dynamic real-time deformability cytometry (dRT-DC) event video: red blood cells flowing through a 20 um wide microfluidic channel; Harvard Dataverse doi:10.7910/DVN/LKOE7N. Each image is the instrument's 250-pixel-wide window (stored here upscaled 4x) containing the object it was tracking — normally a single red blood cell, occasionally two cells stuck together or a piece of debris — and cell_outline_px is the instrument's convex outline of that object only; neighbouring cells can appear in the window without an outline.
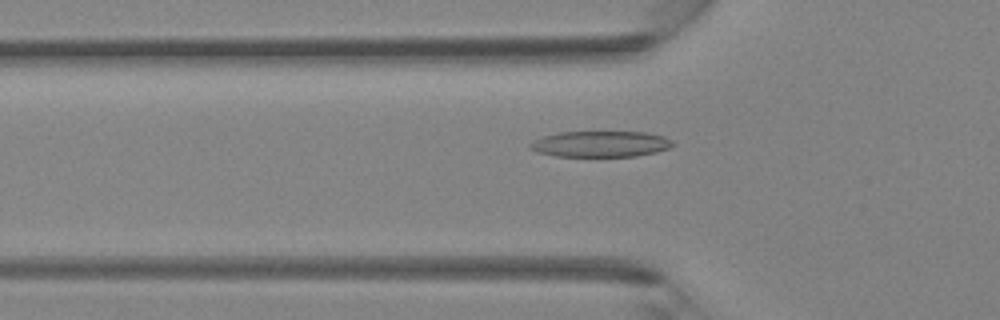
{"species": "Egyptian fruit bat (a non-hibernating species)", "species_latin": "Rousettus aegyptiacus", "temperature_condition": "room temperature", "stored_images_in_passage": 42, "camera_frame_rate_fps": 3000, "um_per_image_px": 0.085, "animal": {"sex": "female"}, "frame": {"image": 1, "passage_image": 14, "time_ms": 4.333, "image_size_px": [1000, 320], "cell_outline_px": [[676, 144], [668, 148], [656, 152], [636, 156], [556, 156], [536, 152], [528, 148], [528, 144], [532, 140], [544, 136], [560, 132], [644, 132], [664, 136], [672, 140]], "centroid_in_image_um": [51.02, 12.24], "position_along_channel_um": 74.8, "area_um2": 21.68}}
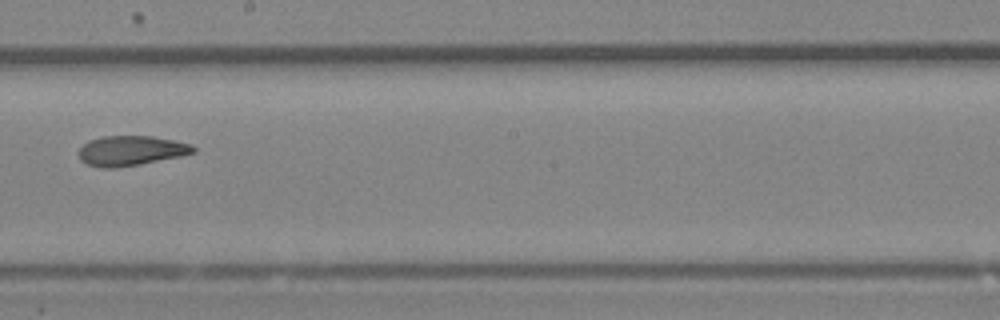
{"frame": {"image": 2, "passage_image": 24, "time_ms": 7.667, "image_size_px": [1000, 320], "cell_outline_px": [[196, 152], [180, 156], [140, 164], [112, 168], [100, 168], [88, 164], [80, 160], [80, 148], [88, 140], [104, 136], [152, 136], [192, 144], [196, 148]], "centroid_in_image_um": [11.14, 12.8], "position_along_channel_um": 237.1, "area_um2": 19.83}}
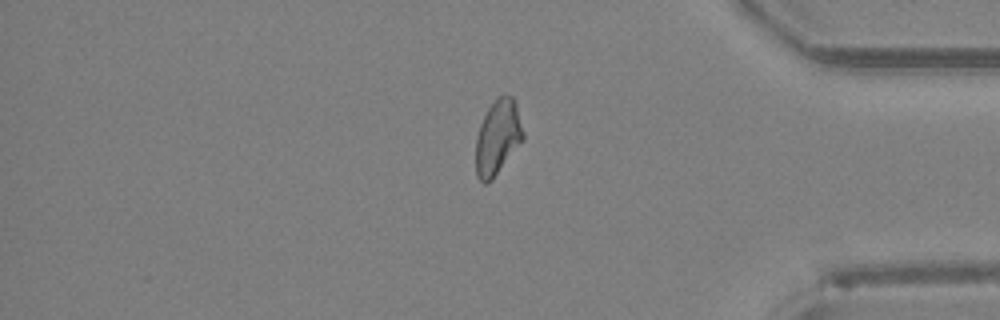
{"frame": {"image": 3, "passage_image": 35, "time_ms": 11.333, "image_size_px": [1000, 320], "cell_outline_px": [[524, 140], [492, 180], [488, 184], [484, 184], [476, 176], [476, 136], [480, 124], [488, 108], [496, 96], [504, 92], [512, 96], [516, 104], [524, 132]], "centroid_in_image_um": [42.31, 11.65], "position_along_channel_um": 392.9, "area_um2": 21.04}}